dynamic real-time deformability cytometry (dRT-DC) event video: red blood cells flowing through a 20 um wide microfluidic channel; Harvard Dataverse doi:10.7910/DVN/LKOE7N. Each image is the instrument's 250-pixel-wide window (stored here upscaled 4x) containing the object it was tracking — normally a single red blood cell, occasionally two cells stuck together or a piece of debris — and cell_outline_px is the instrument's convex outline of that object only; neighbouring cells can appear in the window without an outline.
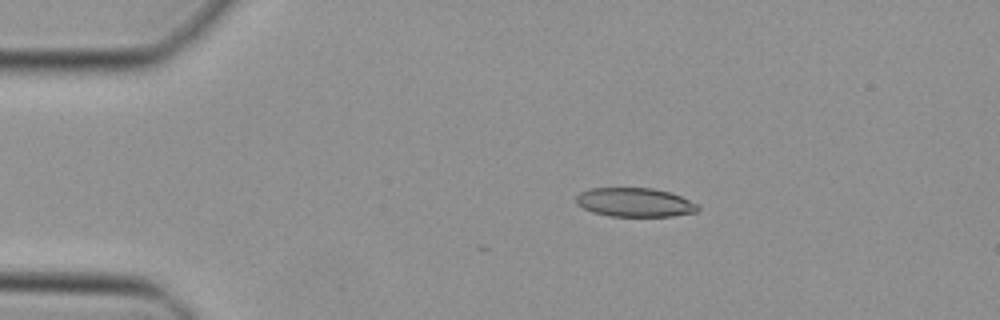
{"species": "Egyptian fruit bat (a non-hibernating species)", "species_latin": "Rousettus aegyptiacus", "temperature_condition": "cold", "stored_images_in_passage": 5, "camera_frame_rate_fps": 3000, "um_per_image_px": 0.085, "animal": {"sex": "female"}, "frame": {"image": 1, "passage_image": 1, "time_ms": 0.0, "image_size_px": [1000, 320], "cell_outline_px": [[700, 208], [696, 212], [672, 216], [608, 216], [592, 212], [576, 204], [576, 196], [580, 192], [592, 188], [652, 188], [668, 192], [680, 196], [696, 204]], "centroid_in_image_um": [53.92, 17.2], "position_along_channel_um": 31.1, "area_um2": 20.4}}